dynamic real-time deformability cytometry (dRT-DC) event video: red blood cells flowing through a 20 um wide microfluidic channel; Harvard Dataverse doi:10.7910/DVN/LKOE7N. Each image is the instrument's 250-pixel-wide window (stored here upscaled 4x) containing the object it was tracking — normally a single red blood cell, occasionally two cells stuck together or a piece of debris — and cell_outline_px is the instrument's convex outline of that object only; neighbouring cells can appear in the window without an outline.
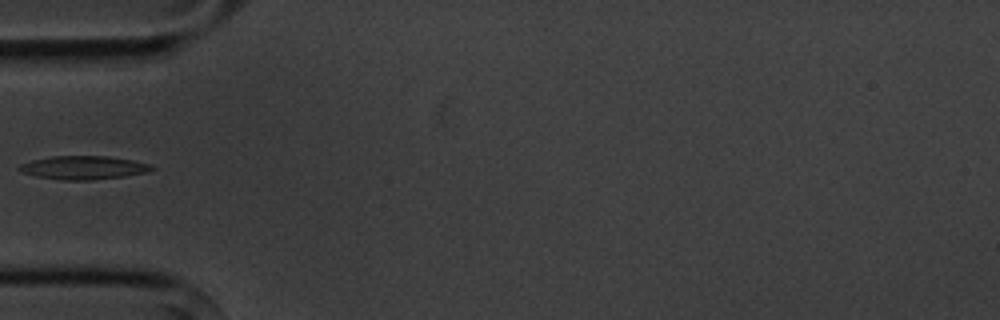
{"species": "common noctule bat (a hibernating species)", "species_latin": "Nyctalus noctula", "temperature_condition": "cold", "stored_images_in_passage": 4, "camera_frame_rate_fps": 3000, "um_per_image_px": 0.085, "animal": {"sex": "male", "body_mass_g": 20.1, "forearm_length_mm": 53.5}, "frame": {"image": 1, "passage_image": 3, "time_ms": 2.333, "image_size_px": [1000, 320], "cell_outline_px": [[156, 168], [148, 172], [124, 176], [88, 180], [64, 180], [36, 176], [20, 172], [16, 168], [20, 164], [32, 160], [48, 156], [108, 156], [132, 160], [152, 164]], "centroid_in_image_um": [7.09, 14.24], "position_along_channel_um": 77.9, "area_um2": 18.21}}
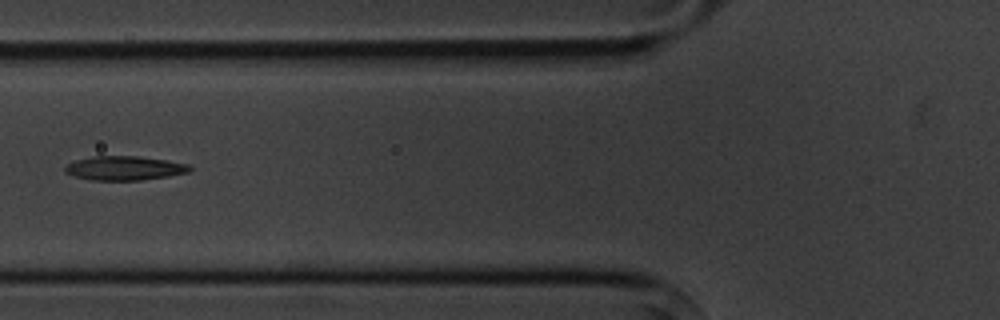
{"frame": {"image": 2, "passage_image": 4, "time_ms": 3.333, "image_size_px": [1000, 320], "cell_outline_px": [[192, 168], [188, 172], [168, 176], [140, 180], [88, 180], [64, 172], [64, 164], [76, 160], [92, 156], [136, 156], [168, 160], [188, 164]], "centroid_in_image_um": [10.54, 14.29], "position_along_channel_um": 115.3, "area_um2": 17.57}}